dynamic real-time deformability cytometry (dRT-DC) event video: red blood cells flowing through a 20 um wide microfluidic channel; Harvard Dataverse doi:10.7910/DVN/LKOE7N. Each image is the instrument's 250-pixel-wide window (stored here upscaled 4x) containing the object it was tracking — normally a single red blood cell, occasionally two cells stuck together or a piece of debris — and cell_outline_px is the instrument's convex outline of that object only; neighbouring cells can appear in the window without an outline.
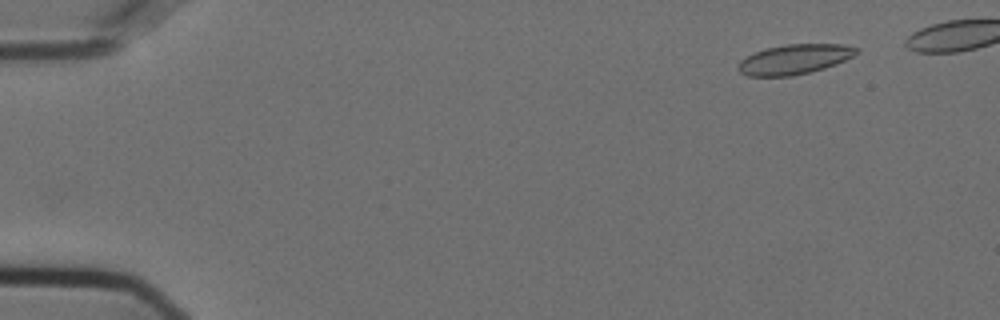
{"species": "Egyptian fruit bat (a non-hibernating species)", "species_latin": "Rousettus aegyptiacus", "temperature_condition": "cold", "stored_images_in_passage": 18, "camera_frame_rate_fps": 3000, "um_per_image_px": 0.085, "animal": {"sex": "female"}, "frame": {"image": 1, "passage_image": 6, "time_ms": 1.667, "image_size_px": [1000, 320], "cell_outline_px": [[860, 52], [836, 64], [824, 68], [792, 76], [748, 76], [740, 72], [736, 68], [740, 60], [756, 52], [768, 48], [788, 44], [844, 44], [860, 48]], "centroid_in_image_um": [67.55, 5.04], "position_along_channel_um": 17.5, "area_um2": 20.46}}